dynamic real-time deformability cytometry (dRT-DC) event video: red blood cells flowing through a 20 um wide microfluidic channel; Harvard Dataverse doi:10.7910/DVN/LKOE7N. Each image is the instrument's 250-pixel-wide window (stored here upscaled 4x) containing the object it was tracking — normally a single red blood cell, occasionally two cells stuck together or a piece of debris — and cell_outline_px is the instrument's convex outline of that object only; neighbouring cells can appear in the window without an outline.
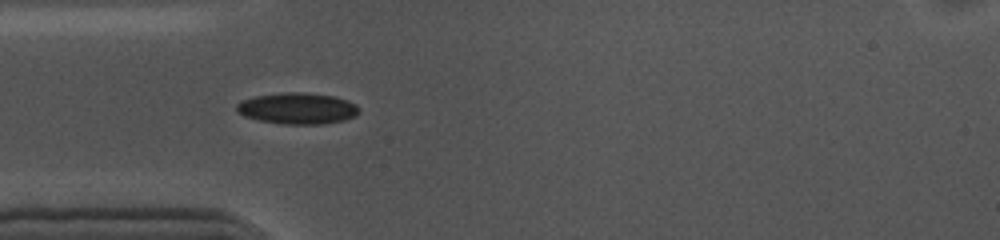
{"species": "common noctule bat (a hibernating species)", "species_latin": "Nyctalus noctula", "temperature_condition": "cold", "stored_images_in_passage": 7, "camera_frame_rate_fps": 3000, "um_per_image_px": 0.085, "animal": {"sex": "female", "body_mass_g": 10.0, "forearm_length_mm": 53.1}, "frame": {"image": 1, "passage_image": 1, "time_ms": 0.0, "image_size_px": [1000, 240], "cell_outline_px": [[360, 112], [356, 116], [344, 120], [324, 124], [284, 124], [260, 120], [244, 116], [236, 108], [236, 104], [244, 100], [256, 96], [284, 92], [304, 92], [332, 96], [348, 100], [356, 104], [360, 108]], "centroid_in_image_um": [25.35, 9.21], "position_along_channel_um": 59.7, "area_um2": 22.25}}